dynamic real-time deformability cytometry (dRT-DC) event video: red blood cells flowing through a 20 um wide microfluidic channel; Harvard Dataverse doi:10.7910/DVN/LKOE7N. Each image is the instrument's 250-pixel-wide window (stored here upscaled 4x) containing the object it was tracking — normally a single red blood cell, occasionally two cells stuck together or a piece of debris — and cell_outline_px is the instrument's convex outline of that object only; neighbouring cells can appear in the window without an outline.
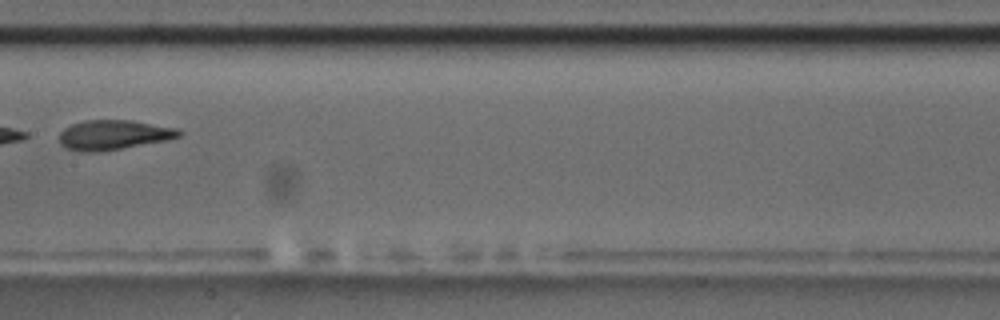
{"species": "common noctule bat (a hibernating species)", "species_latin": "Nyctalus noctula", "temperature_condition": "room temperature", "stored_images_in_passage": 15, "camera_frame_rate_fps": 3000, "um_per_image_px": 0.085, "animal": {"sex": "male", "body_mass_g": 17.5, "forearm_length_mm": 52.3}, "frame": {"image": 1, "passage_image": 7, "time_ms": 8.0, "image_size_px": [1000, 320], "cell_outline_px": [[184, 132], [180, 136], [168, 140], [96, 152], [80, 152], [68, 148], [60, 144], [60, 132], [64, 128], [72, 124], [84, 120], [132, 120], [176, 128]], "centroid_in_image_um": [9.65, 11.45], "position_along_channel_um": 197.7, "area_um2": 20.63}}
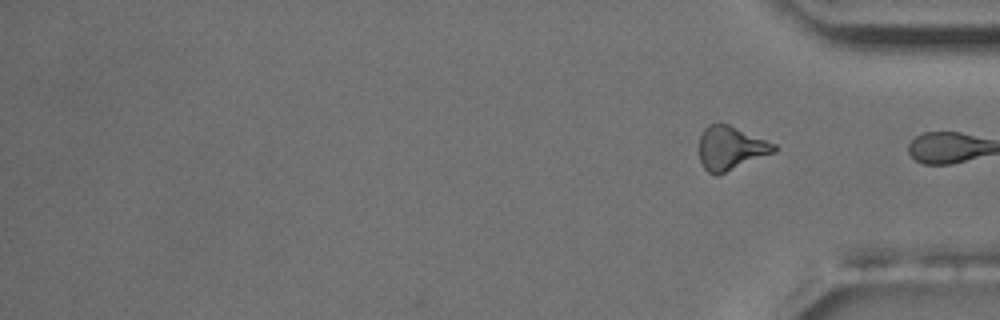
{"frame": {"image": 2, "passage_image": 15, "time_ms": 18.0, "image_size_px": [1000, 320], "cell_outline_px": [[776, 152], [716, 176], [708, 172], [704, 168], [700, 160], [700, 136], [704, 128], [708, 124], [728, 124], [776, 144]], "centroid_in_image_um": [62.11, 12.6], "position_along_channel_um": 373.1, "area_um2": 18.96}, "authors_computed_cell_mechanics": {"area_um2": 21.2126, "velocity_mm_per_s": 3.6186, "shape_relaxation_time_tau1_ms": null, "shape_relaxation_time_tau2_ms": 3.1877, "deformation_change_tau1": null, "deformation_change_tau2": 0.0692}}